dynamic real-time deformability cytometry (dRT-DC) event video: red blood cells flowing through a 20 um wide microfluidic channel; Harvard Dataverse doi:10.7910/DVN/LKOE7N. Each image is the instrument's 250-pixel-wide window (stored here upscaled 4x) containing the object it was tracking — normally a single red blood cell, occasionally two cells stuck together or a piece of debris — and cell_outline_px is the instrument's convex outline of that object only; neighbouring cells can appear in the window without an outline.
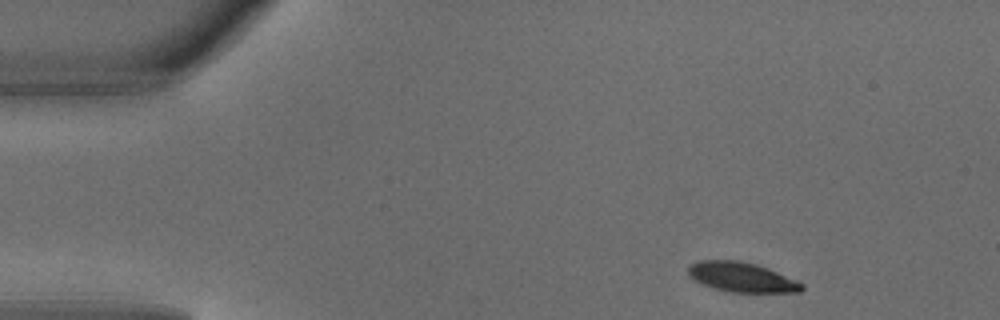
{"species": "common noctule bat (a hibernating species)", "species_latin": "Nyctalus noctula", "temperature_condition": "warm", "stored_images_in_passage": 4, "segment_of_instrument_passage": [2, 2], "camera_frame_rate_fps": 3000, "um_per_image_px": 0.085, "animal": {"sex": "male", "body_mass_g": 18.8}, "frame": {"image": 1, "passage_image": 4, "time_ms": 1.0, "image_size_px": [1000, 320], "cell_outline_px": [[804, 288], [800, 292], [732, 292], [716, 288], [704, 284], [688, 276], [688, 268], [692, 264], [700, 260], [740, 260], [756, 264], [768, 268], [796, 280], [804, 284]], "centroid_in_image_um": [63.07, 23.55], "position_along_channel_um": 21.9, "area_um2": 19.48}}